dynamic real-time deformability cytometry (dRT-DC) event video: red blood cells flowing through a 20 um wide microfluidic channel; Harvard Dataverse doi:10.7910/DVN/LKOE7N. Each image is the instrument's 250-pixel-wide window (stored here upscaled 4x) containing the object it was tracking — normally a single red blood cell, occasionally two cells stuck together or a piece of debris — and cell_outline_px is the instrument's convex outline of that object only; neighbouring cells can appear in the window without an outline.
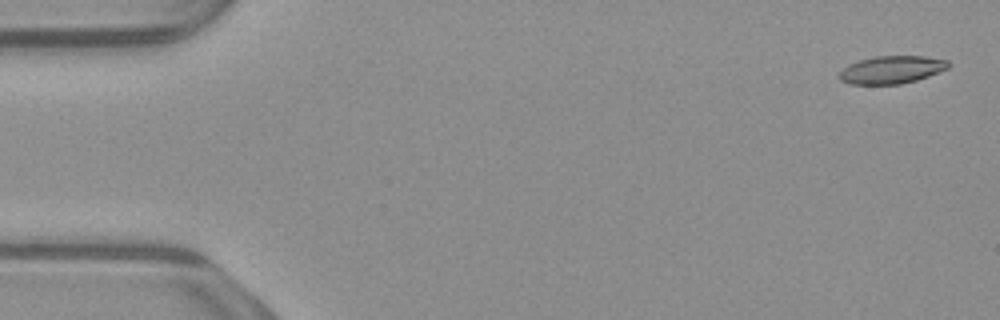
{"species": "common noctule bat (a hibernating species)", "species_latin": "Nyctalus noctula", "temperature_condition": "warm", "stored_images_in_passage": 17, "camera_frame_rate_fps": 3000, "um_per_image_px": 0.085, "animal": {"sex": "male", "body_mass_g": 23.1, "forearm_length_mm": 52.7}, "frame": {"image": 1, "passage_image": 2, "time_ms": 0.333, "image_size_px": [1000, 320], "cell_outline_px": [[952, 64], [948, 68], [928, 76], [916, 80], [900, 84], [852, 84], [840, 80], [836, 76], [848, 64], [860, 60], [876, 56], [924, 56], [948, 60]], "centroid_in_image_um": [75.79, 5.92], "position_along_channel_um": 9.2, "area_um2": 17.63}}
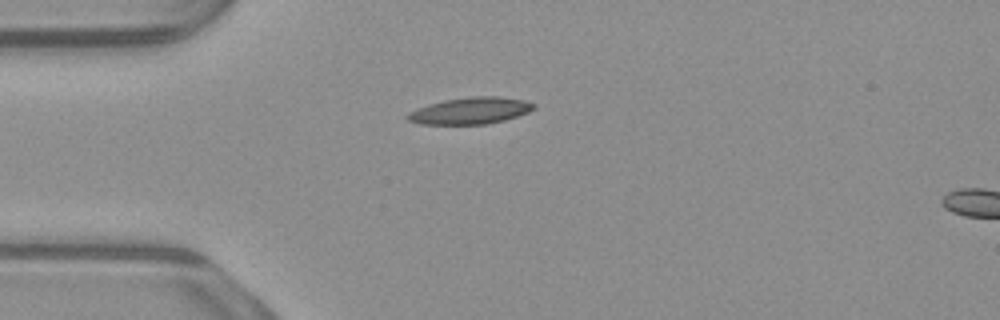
{"frame": {"image": 2, "passage_image": 14, "time_ms": 4.333, "image_size_px": [1000, 320], "cell_outline_px": [[536, 108], [528, 112], [504, 120], [488, 124], [420, 124], [408, 120], [404, 116], [408, 112], [416, 108], [428, 104], [444, 100], [472, 96], [500, 96], [524, 100], [536, 104]], "centroid_in_image_um": [39.96, 9.4], "position_along_channel_um": 45.0, "area_um2": 19.77}}